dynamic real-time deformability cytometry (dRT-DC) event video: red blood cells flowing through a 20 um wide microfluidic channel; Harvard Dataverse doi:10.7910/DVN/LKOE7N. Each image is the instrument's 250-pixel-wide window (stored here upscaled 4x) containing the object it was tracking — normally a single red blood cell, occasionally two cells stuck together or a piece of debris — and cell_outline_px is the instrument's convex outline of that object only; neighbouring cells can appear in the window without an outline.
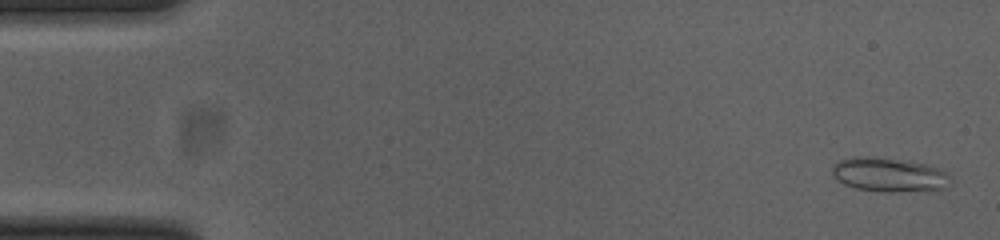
{"species": "common noctule bat (a hibernating species)", "species_latin": "Nyctalus noctula", "temperature_condition": "cold", "stored_images_in_passage": 52, "camera_frame_rate_fps": 3000, "um_per_image_px": 0.085, "animal": {"sex": "female", "body_mass_g": 23.0, "forearm_length_mm": 53.4}, "frame": {"image": 1, "passage_image": 2, "time_ms": 0.333, "image_size_px": [1000, 240], "cell_outline_px": [[948, 188], [928, 192], [884, 192], [856, 188], [844, 184], [832, 176], [832, 164], [836, 160], [852, 156], [868, 156], [924, 164], [936, 168], [944, 172], [948, 176]], "centroid_in_image_um": [75.52, 14.88], "position_along_channel_um": 9.5, "area_um2": 23.7}}
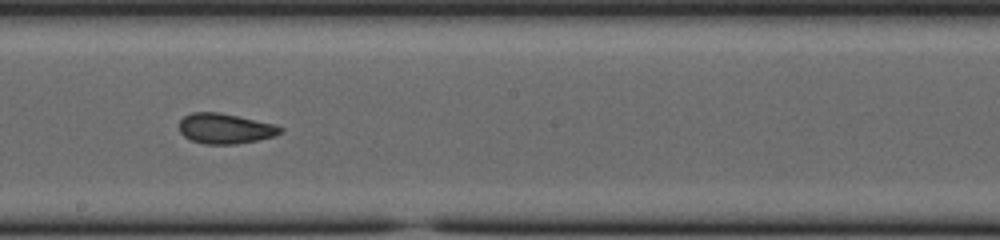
{"frame": {"image": 2, "passage_image": 29, "time_ms": 9.333, "image_size_px": [1000, 240], "cell_outline_px": [[284, 132], [276, 136], [236, 144], [204, 144], [192, 140], [184, 136], [180, 132], [180, 120], [184, 116], [192, 112], [220, 112], [272, 124], [284, 128]], "centroid_in_image_um": [19.14, 10.93], "position_along_channel_um": 229.1, "area_um2": 17.74}}
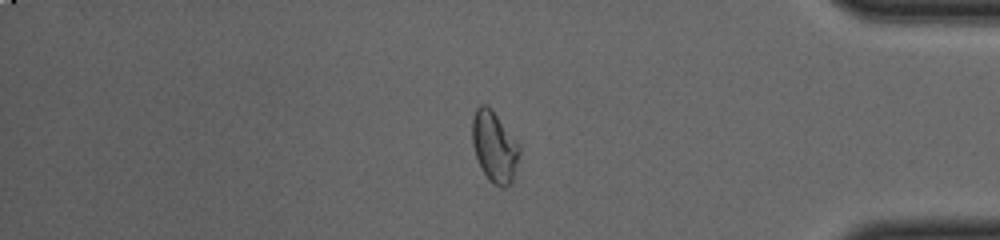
{"frame": {"image": 3, "passage_image": 44, "time_ms": 14.333, "image_size_px": [1000, 240], "cell_outline_px": [[520, 152], [512, 184], [504, 188], [500, 188], [492, 184], [488, 180], [480, 168], [472, 144], [472, 120], [476, 108], [480, 104], [488, 104], [492, 108], [520, 148]], "centroid_in_image_um": [42.0, 12.51], "position_along_channel_um": 393.2, "area_um2": 19.65}, "authors_computed_cell_mechanics": {"area_um2": 18.8139, "velocity_mm_per_s": 3.8698, "shape_relaxation_time_tau1_ms": 3.1083, "shape_relaxation_time_tau2_ms": 1.681, "deformation_change_tau1": 0.1, "deformation_change_tau2": 0.0844}}